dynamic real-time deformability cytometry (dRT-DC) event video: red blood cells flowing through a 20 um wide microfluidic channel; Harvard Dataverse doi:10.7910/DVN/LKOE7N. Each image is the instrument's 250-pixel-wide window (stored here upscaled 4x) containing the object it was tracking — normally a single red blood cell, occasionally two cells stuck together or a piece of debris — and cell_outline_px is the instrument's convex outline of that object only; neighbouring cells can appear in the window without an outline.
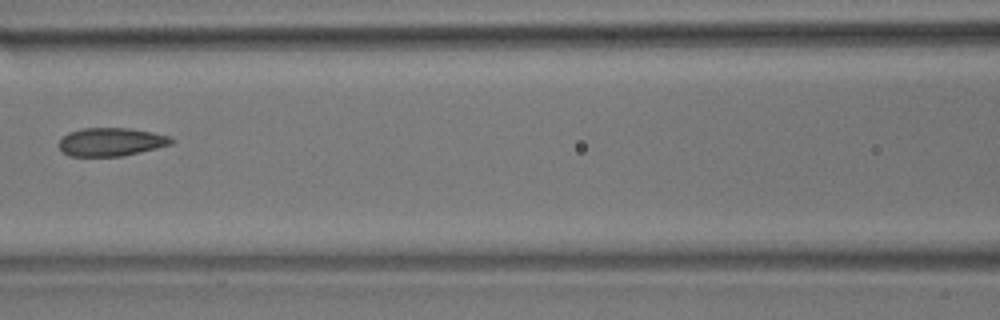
{"species": "common noctule bat (a hibernating species)", "species_latin": "Nyctalus noctula", "temperature_condition": "room temperature", "stored_images_in_passage": 7, "camera_frame_rate_fps": 3000, "um_per_image_px": 0.085, "animal": {"sex": "male", "body_mass_g": 17.9}, "frame": {"image": 1, "passage_image": 7, "time_ms": 2.0, "image_size_px": [1000, 320], "cell_outline_px": [[176, 140], [172, 144], [124, 156], [72, 156], [64, 152], [60, 148], [60, 140], [68, 132], [84, 128], [128, 128], [152, 132], [172, 136]], "centroid_in_image_um": [9.5, 12.06], "position_along_channel_um": 157.1, "area_um2": 18.5}}